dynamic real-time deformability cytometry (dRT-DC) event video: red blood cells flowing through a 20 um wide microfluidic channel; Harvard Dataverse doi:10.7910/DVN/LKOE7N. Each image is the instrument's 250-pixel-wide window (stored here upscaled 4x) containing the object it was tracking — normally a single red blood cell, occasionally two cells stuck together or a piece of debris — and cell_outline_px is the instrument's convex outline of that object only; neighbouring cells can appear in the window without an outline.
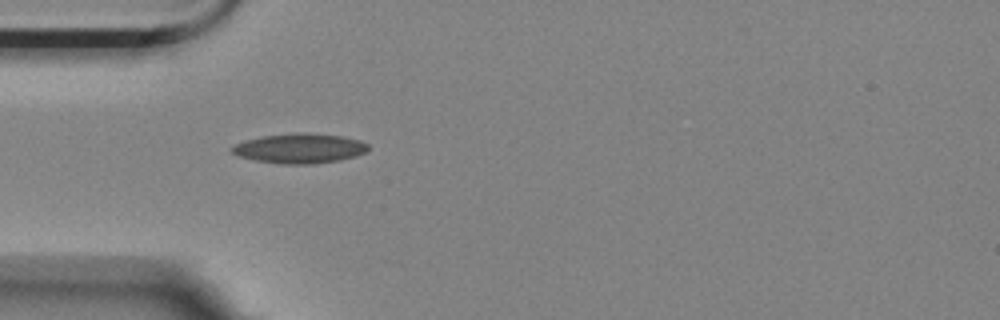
{"species": "Egyptian fruit bat (a non-hibernating species)", "species_latin": "Rousettus aegyptiacus", "temperature_condition": "room temperature", "stored_images_in_passage": 2, "camera_frame_rate_fps": 3000, "um_per_image_px": 0.085, "animal": {"sex": "female"}, "frame": {"image": 1, "passage_image": 1, "time_ms": 0.0, "image_size_px": [1000, 320], "cell_outline_px": [[368, 152], [356, 156], [340, 160], [312, 164], [280, 164], [256, 160], [240, 156], [232, 152], [228, 148], [236, 144], [260, 136], [296, 132], [308, 132], [340, 136], [360, 140], [368, 144]], "centroid_in_image_um": [25.5, 12.61], "position_along_channel_um": 59.5, "area_um2": 23.76}}
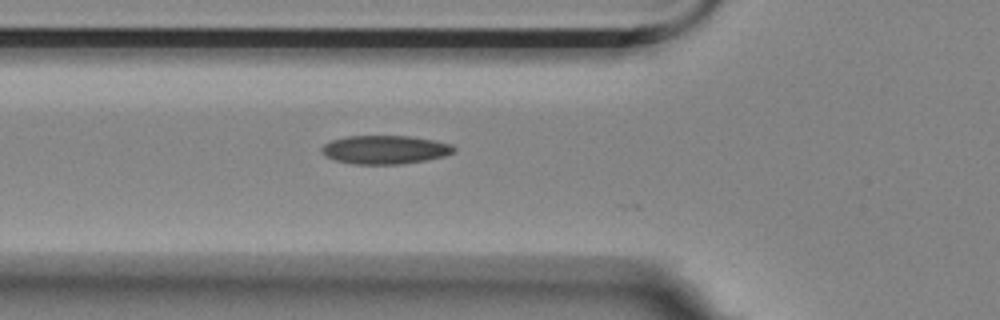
{"frame": {"image": 2, "passage_image": 2, "time_ms": 0.333, "image_size_px": [1000, 320], "cell_outline_px": [[456, 152], [444, 156], [424, 160], [400, 164], [356, 164], [336, 160], [324, 156], [320, 152], [320, 148], [324, 144], [332, 140], [348, 136], [408, 136], [432, 140], [452, 144], [456, 148]], "centroid_in_image_um": [32.71, 12.72], "position_along_channel_um": 93.1, "area_um2": 21.96}}